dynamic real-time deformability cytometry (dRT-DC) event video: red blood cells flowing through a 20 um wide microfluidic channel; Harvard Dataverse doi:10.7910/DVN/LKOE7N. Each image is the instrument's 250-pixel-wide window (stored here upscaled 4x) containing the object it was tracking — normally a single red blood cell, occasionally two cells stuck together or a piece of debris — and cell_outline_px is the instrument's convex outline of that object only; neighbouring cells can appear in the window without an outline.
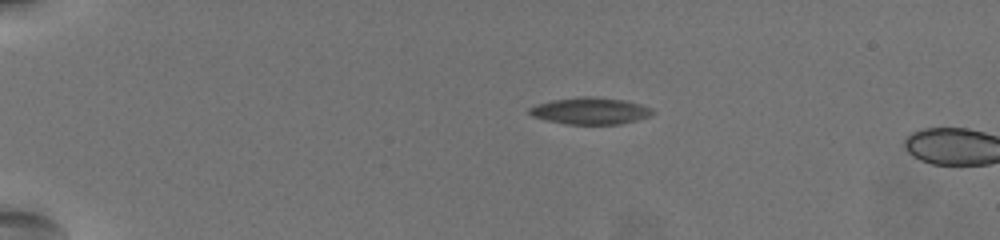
{"species": "common noctule bat (a hibernating species)", "species_latin": "Nyctalus noctula", "temperature_condition": "warm", "stored_images_in_passage": 3, "camera_frame_rate_fps": 3000, "um_per_image_px": 0.085, "animal": {"sex": "female", "body_mass_g": 19.5, "forearm_length_mm": 54.1}, "frame": {"image": 1, "passage_image": 1, "time_ms": 0.0, "image_size_px": [1000, 240], "cell_outline_px": [[656, 112], [652, 116], [620, 124], [568, 124], [548, 120], [532, 116], [528, 112], [528, 108], [536, 104], [552, 100], [580, 96], [596, 96], [624, 100], [640, 104], [652, 108]], "centroid_in_image_um": [50.2, 9.41], "position_along_channel_um": 34.8, "area_um2": 19.36}}